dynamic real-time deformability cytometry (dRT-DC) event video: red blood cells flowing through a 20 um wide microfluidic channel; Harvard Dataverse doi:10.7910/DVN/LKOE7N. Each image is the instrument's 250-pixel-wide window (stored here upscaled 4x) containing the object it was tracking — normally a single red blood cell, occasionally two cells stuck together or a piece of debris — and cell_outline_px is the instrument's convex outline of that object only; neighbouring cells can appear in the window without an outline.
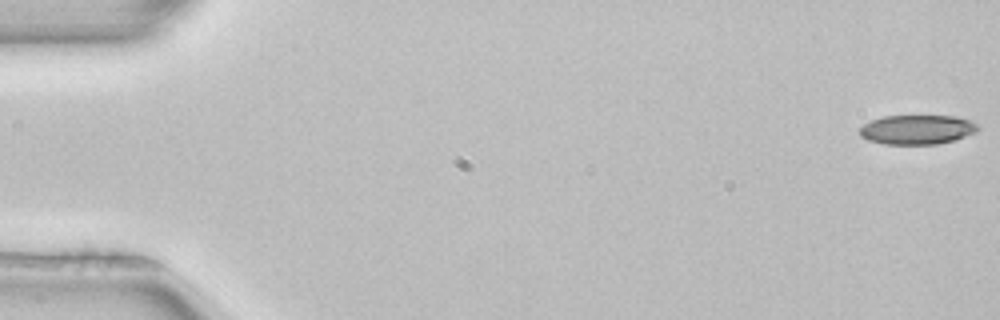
{"species": "common noctule bat (a hibernating species)", "species_latin": "Nyctalus noctula", "temperature_condition": "room temperature", "stored_images_in_passage": 52, "camera_frame_rate_fps": 3000, "um_per_image_px": 0.085, "animal": {"sex": "female", "body_mass_g": 22.7, "forearm_length_mm": 54.2}, "frame": {"image": 1, "passage_image": 1, "time_ms": 0.0, "image_size_px": [1000, 320], "cell_outline_px": [[980, 128], [976, 132], [952, 140], [936, 144], [884, 144], [868, 140], [860, 136], [860, 128], [864, 124], [872, 120], [884, 116], [956, 116], [972, 120]], "centroid_in_image_um": [77.96, 11.01], "position_along_channel_um": 7.0, "area_um2": 20.17}}
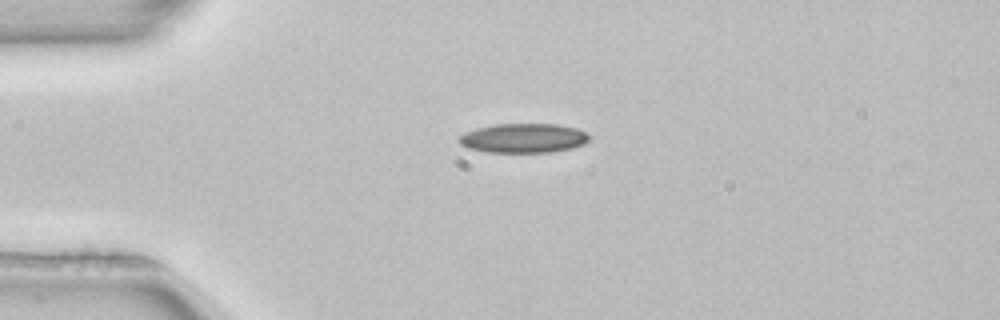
{"frame": {"image": 2, "passage_image": 13, "time_ms": 4.0, "image_size_px": [1000, 320], "cell_outline_px": [[592, 136], [584, 144], [572, 148], [552, 152], [488, 152], [468, 148], [460, 144], [456, 140], [456, 136], [464, 132], [476, 128], [496, 124], [556, 124], [576, 128]], "centroid_in_image_um": [44.45, 11.74], "position_along_channel_um": 40.5, "area_um2": 22.48}}
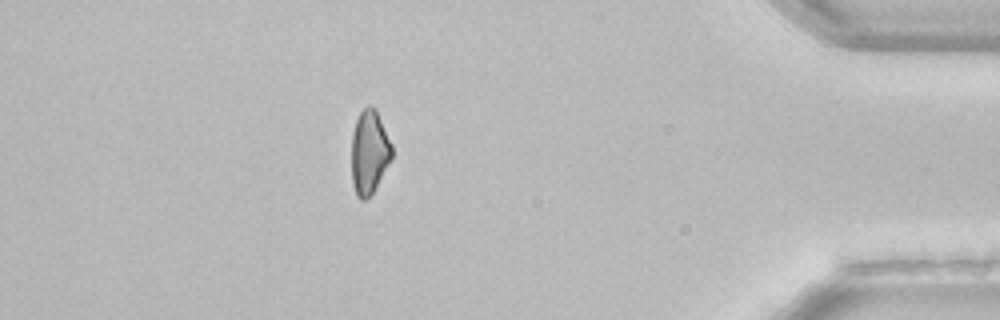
{"frame": {"image": 3, "passage_image": 46, "time_ms": 15.0, "image_size_px": [1000, 320], "cell_outline_px": [[392, 156], [372, 192], [364, 200], [360, 200], [356, 196], [352, 184], [352, 132], [356, 120], [360, 112], [368, 104], [376, 108], [392, 144]], "centroid_in_image_um": [31.37, 12.89], "position_along_channel_um": 403.8, "area_um2": 19.54}}